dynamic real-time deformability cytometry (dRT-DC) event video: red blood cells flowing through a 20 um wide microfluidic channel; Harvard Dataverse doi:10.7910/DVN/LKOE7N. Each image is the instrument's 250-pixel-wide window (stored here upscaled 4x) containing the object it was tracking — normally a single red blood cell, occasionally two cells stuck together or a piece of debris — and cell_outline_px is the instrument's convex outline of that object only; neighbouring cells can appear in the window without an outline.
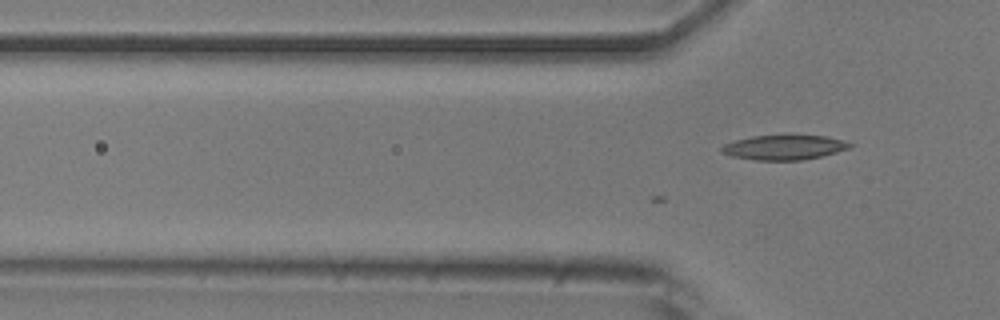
{"species": "common noctule bat (a hibernating species)", "species_latin": "Nyctalus noctula", "temperature_condition": "room temperature", "stored_images_in_passage": 15, "camera_frame_rate_fps": 3000, "um_per_image_px": 0.085, "animal": {"sex": "male", "body_mass_g": 20.5, "forearm_length_mm": 52.5}, "frame": {"image": 1, "passage_image": 15, "time_ms": 4.667, "image_size_px": [1000, 320], "cell_outline_px": [[852, 148], [804, 160], [756, 160], [732, 156], [720, 152], [720, 148], [724, 144], [736, 140], [752, 136], [828, 136], [852, 144]], "centroid_in_image_um": [66.63, 12.54], "position_along_channel_um": 59.2, "area_um2": 18.21}}